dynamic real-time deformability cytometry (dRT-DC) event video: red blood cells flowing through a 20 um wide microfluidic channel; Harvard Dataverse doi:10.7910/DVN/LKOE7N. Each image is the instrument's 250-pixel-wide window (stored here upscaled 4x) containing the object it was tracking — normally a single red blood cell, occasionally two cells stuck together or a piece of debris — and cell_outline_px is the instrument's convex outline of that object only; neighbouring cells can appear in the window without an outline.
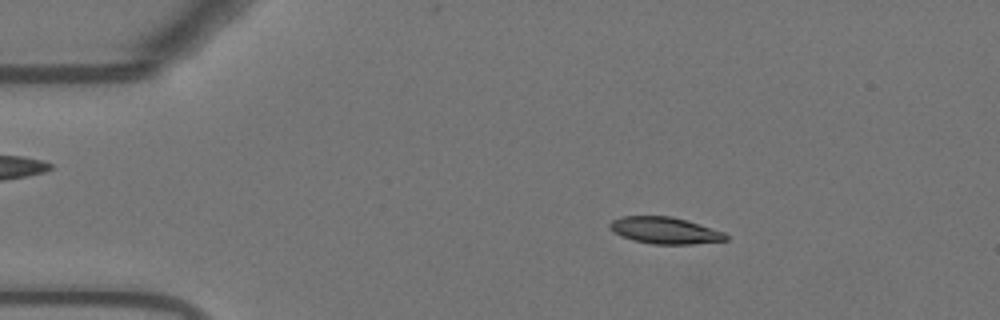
{"species": "Egyptian fruit bat (a non-hibernating species)", "species_latin": "Rousettus aegyptiacus", "temperature_condition": "warm", "stored_images_in_passage": 54, "camera_frame_rate_fps": 3000, "um_per_image_px": 0.085, "animal": {"sex": "female"}, "frame": {"image": 1, "passage_image": 9, "time_ms": 2.667, "image_size_px": [1000, 320], "cell_outline_px": [[728, 240], [692, 244], [652, 244], [632, 240], [620, 236], [612, 232], [608, 228], [608, 224], [612, 220], [620, 216], [672, 216], [724, 232], [728, 236]], "centroid_in_image_um": [56.45, 19.59], "position_along_channel_um": 28.6, "area_um2": 18.15}}
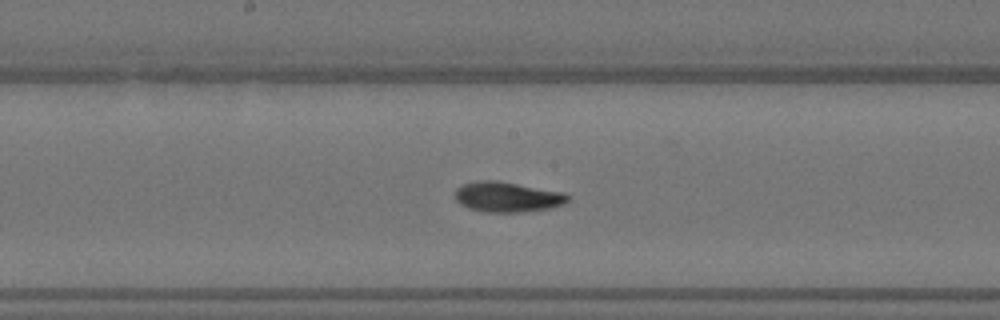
{"frame": {"image": 2, "passage_image": 28, "time_ms": 9.0, "image_size_px": [1000, 320], "cell_outline_px": [[568, 200], [564, 204], [552, 208], [524, 212], [484, 212], [468, 208], [460, 204], [456, 200], [456, 188], [464, 184], [476, 180], [500, 180], [564, 192], [568, 196]], "centroid_in_image_um": [43.13, 16.73], "position_along_channel_um": 205.1, "area_um2": 20.11}}
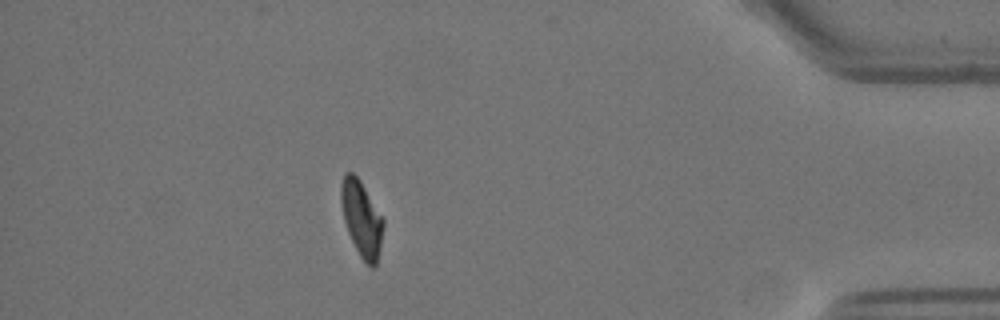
{"frame": {"image": 3, "passage_image": 48, "time_ms": 15.667, "image_size_px": [1000, 320], "cell_outline_px": [[384, 224], [376, 264], [372, 268], [360, 256], [348, 232], [344, 220], [340, 204], [340, 184], [344, 172], [352, 172], [360, 180], [384, 220]], "centroid_in_image_um": [30.7, 18.53], "position_along_channel_um": 404.5, "area_um2": 18.38}, "authors_computed_cell_mechanics": {"area_um2": 19.1029, "velocity_mm_per_s": 3.6963, "shape_relaxation_time_tau1_ms": 4.0296, "shape_relaxation_time_tau2_ms": 3.5243, "deformation_change_tau1": 0.1454, "deformation_change_tau2": 0.0825}}